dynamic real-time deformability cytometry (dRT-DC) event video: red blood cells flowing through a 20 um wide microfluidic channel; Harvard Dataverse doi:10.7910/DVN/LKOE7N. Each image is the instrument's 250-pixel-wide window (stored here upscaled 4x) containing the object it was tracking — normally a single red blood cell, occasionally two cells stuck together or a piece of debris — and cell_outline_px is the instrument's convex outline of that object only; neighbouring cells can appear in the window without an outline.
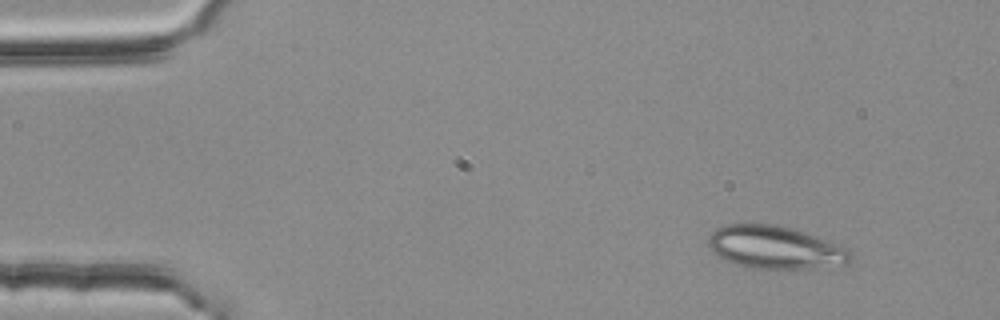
{"species": "common noctule bat (a hibernating species)", "species_latin": "Nyctalus noctula", "temperature_condition": "room temperature", "stored_images_in_passage": 48, "camera_frame_rate_fps": 3000, "um_per_image_px": 0.085, "animal": {"sex": "female", "body_mass_g": 25.1}, "frame": {"image": 1, "passage_image": 1, "time_ms": 0.0, "image_size_px": [1000, 320], "cell_outline_px": [[852, 260], [844, 264], [808, 268], [748, 268], [736, 264], [716, 256], [712, 252], [708, 244], [708, 236], [716, 228], [724, 224], [776, 224], [792, 228], [828, 240], [844, 248], [852, 256]], "centroid_in_image_um": [65.81, 21.02], "position_along_channel_um": 19.2, "area_um2": 35.26}}
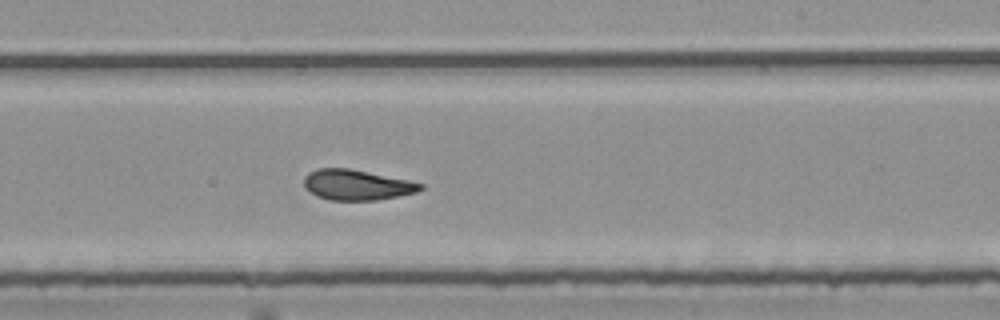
{"frame": {"image": 2, "passage_image": 28, "time_ms": 9.0, "image_size_px": [1000, 320], "cell_outline_px": [[424, 188], [416, 192], [376, 200], [328, 200], [316, 196], [308, 192], [304, 188], [304, 176], [308, 172], [316, 168], [348, 168], [408, 180], [424, 184]], "centroid_in_image_um": [30.26, 15.71], "position_along_channel_um": 258.7, "area_um2": 20.69}}
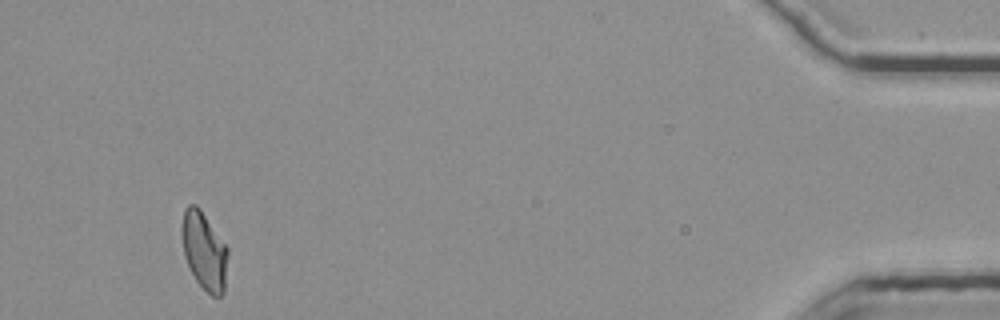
{"frame": {"image": 3, "passage_image": 47, "time_ms": 15.333, "image_size_px": [1000, 320], "cell_outline_px": [[228, 256], [224, 292], [220, 296], [212, 296], [196, 280], [184, 256], [180, 236], [180, 228], [184, 208], [188, 204], [196, 204], [200, 208], [228, 248]], "centroid_in_image_um": [17.33, 21.27], "position_along_channel_um": 417.9, "area_um2": 21.04}, "authors_computed_cell_mechanics": {"area_um2": 21.4438, "velocity_mm_per_s": 3.7299, "shape_relaxation_time_tau1_ms": 7.8846, "shape_relaxation_time_tau2_ms": 1.7839, "deformation_change_tau1": 0.2035, "deformation_change_tau2": 0.0876}}